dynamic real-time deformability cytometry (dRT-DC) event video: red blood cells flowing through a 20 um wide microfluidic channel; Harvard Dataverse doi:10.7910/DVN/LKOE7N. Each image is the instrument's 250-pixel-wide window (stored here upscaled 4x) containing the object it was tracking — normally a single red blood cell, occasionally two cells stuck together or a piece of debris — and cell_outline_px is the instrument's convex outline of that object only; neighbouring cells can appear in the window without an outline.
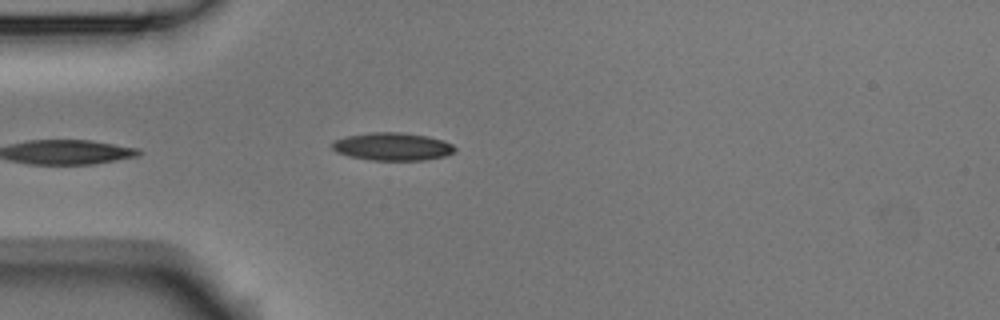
{"species": "Egyptian fruit bat (a non-hibernating species)", "species_latin": "Rousettus aegyptiacus", "temperature_condition": "room temperature", "stored_images_in_passage": 4, "camera_frame_rate_fps": 3000, "um_per_image_px": 0.085, "animal": {"sex": "male"}, "frame": {"image": 1, "passage_image": 4, "time_ms": 1.0, "image_size_px": [1000, 320], "cell_outline_px": [[456, 152], [444, 156], [424, 160], [372, 160], [348, 156], [336, 152], [332, 148], [332, 144], [336, 140], [344, 136], [368, 132], [400, 132], [428, 136], [444, 140], [452, 144], [456, 148]], "centroid_in_image_um": [33.37, 12.45], "position_along_channel_um": 51.6, "area_um2": 20.06}}